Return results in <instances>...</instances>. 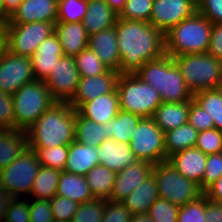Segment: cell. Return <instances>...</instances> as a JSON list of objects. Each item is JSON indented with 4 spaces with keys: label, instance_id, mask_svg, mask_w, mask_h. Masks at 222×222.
<instances>
[{
    "label": "cell",
    "instance_id": "4316f807",
    "mask_svg": "<svg viewBox=\"0 0 222 222\" xmlns=\"http://www.w3.org/2000/svg\"><path fill=\"white\" fill-rule=\"evenodd\" d=\"M29 148L27 134L18 129L0 131V170L9 166Z\"/></svg>",
    "mask_w": 222,
    "mask_h": 222
},
{
    "label": "cell",
    "instance_id": "f1b7e54d",
    "mask_svg": "<svg viewBox=\"0 0 222 222\" xmlns=\"http://www.w3.org/2000/svg\"><path fill=\"white\" fill-rule=\"evenodd\" d=\"M57 196L66 197L78 204L95 199L85 176L61 171L57 187Z\"/></svg>",
    "mask_w": 222,
    "mask_h": 222
},
{
    "label": "cell",
    "instance_id": "44dd1931",
    "mask_svg": "<svg viewBox=\"0 0 222 222\" xmlns=\"http://www.w3.org/2000/svg\"><path fill=\"white\" fill-rule=\"evenodd\" d=\"M97 150L99 165L105 166L115 173L132 165L137 160L129 143L107 139L97 147Z\"/></svg>",
    "mask_w": 222,
    "mask_h": 222
},
{
    "label": "cell",
    "instance_id": "03108f58",
    "mask_svg": "<svg viewBox=\"0 0 222 222\" xmlns=\"http://www.w3.org/2000/svg\"><path fill=\"white\" fill-rule=\"evenodd\" d=\"M192 3H194L196 6L202 1V0H190Z\"/></svg>",
    "mask_w": 222,
    "mask_h": 222
},
{
    "label": "cell",
    "instance_id": "30bf717a",
    "mask_svg": "<svg viewBox=\"0 0 222 222\" xmlns=\"http://www.w3.org/2000/svg\"><path fill=\"white\" fill-rule=\"evenodd\" d=\"M129 146L137 160L147 161L153 165L166 161L164 132L152 117L139 121Z\"/></svg>",
    "mask_w": 222,
    "mask_h": 222
},
{
    "label": "cell",
    "instance_id": "f6af8a7d",
    "mask_svg": "<svg viewBox=\"0 0 222 222\" xmlns=\"http://www.w3.org/2000/svg\"><path fill=\"white\" fill-rule=\"evenodd\" d=\"M188 123L198 132L214 128L213 119L193 100L189 101Z\"/></svg>",
    "mask_w": 222,
    "mask_h": 222
},
{
    "label": "cell",
    "instance_id": "74e56055",
    "mask_svg": "<svg viewBox=\"0 0 222 222\" xmlns=\"http://www.w3.org/2000/svg\"><path fill=\"white\" fill-rule=\"evenodd\" d=\"M30 149L36 153L41 165L60 171L64 170L68 155V146L61 145L50 148Z\"/></svg>",
    "mask_w": 222,
    "mask_h": 222
},
{
    "label": "cell",
    "instance_id": "4fadbf2b",
    "mask_svg": "<svg viewBox=\"0 0 222 222\" xmlns=\"http://www.w3.org/2000/svg\"><path fill=\"white\" fill-rule=\"evenodd\" d=\"M79 78L74 57L63 55L44 83L57 102H69L76 92Z\"/></svg>",
    "mask_w": 222,
    "mask_h": 222
},
{
    "label": "cell",
    "instance_id": "1f68e13d",
    "mask_svg": "<svg viewBox=\"0 0 222 222\" xmlns=\"http://www.w3.org/2000/svg\"><path fill=\"white\" fill-rule=\"evenodd\" d=\"M95 199L110 200L116 173L105 166L96 165L85 175Z\"/></svg>",
    "mask_w": 222,
    "mask_h": 222
},
{
    "label": "cell",
    "instance_id": "f907efd6",
    "mask_svg": "<svg viewBox=\"0 0 222 222\" xmlns=\"http://www.w3.org/2000/svg\"><path fill=\"white\" fill-rule=\"evenodd\" d=\"M0 126L14 129V105L12 95L0 90Z\"/></svg>",
    "mask_w": 222,
    "mask_h": 222
},
{
    "label": "cell",
    "instance_id": "52a82bcc",
    "mask_svg": "<svg viewBox=\"0 0 222 222\" xmlns=\"http://www.w3.org/2000/svg\"><path fill=\"white\" fill-rule=\"evenodd\" d=\"M172 58L192 94L201 90L217 89L222 82V60L208 53L183 54Z\"/></svg>",
    "mask_w": 222,
    "mask_h": 222
},
{
    "label": "cell",
    "instance_id": "be15d7a7",
    "mask_svg": "<svg viewBox=\"0 0 222 222\" xmlns=\"http://www.w3.org/2000/svg\"><path fill=\"white\" fill-rule=\"evenodd\" d=\"M0 15H6L2 8V0H0Z\"/></svg>",
    "mask_w": 222,
    "mask_h": 222
},
{
    "label": "cell",
    "instance_id": "680465c9",
    "mask_svg": "<svg viewBox=\"0 0 222 222\" xmlns=\"http://www.w3.org/2000/svg\"><path fill=\"white\" fill-rule=\"evenodd\" d=\"M108 5L119 15L127 0H105Z\"/></svg>",
    "mask_w": 222,
    "mask_h": 222
},
{
    "label": "cell",
    "instance_id": "e575fe53",
    "mask_svg": "<svg viewBox=\"0 0 222 222\" xmlns=\"http://www.w3.org/2000/svg\"><path fill=\"white\" fill-rule=\"evenodd\" d=\"M192 100L203 108L214 121V128L222 131V96L218 89L193 93Z\"/></svg>",
    "mask_w": 222,
    "mask_h": 222
},
{
    "label": "cell",
    "instance_id": "7c38bea8",
    "mask_svg": "<svg viewBox=\"0 0 222 222\" xmlns=\"http://www.w3.org/2000/svg\"><path fill=\"white\" fill-rule=\"evenodd\" d=\"M35 79L31 59L7 49L0 62V90L13 95L24 84Z\"/></svg>",
    "mask_w": 222,
    "mask_h": 222
},
{
    "label": "cell",
    "instance_id": "f35d334b",
    "mask_svg": "<svg viewBox=\"0 0 222 222\" xmlns=\"http://www.w3.org/2000/svg\"><path fill=\"white\" fill-rule=\"evenodd\" d=\"M154 0H127L118 15L121 19L149 22Z\"/></svg>",
    "mask_w": 222,
    "mask_h": 222
},
{
    "label": "cell",
    "instance_id": "bcb514c9",
    "mask_svg": "<svg viewBox=\"0 0 222 222\" xmlns=\"http://www.w3.org/2000/svg\"><path fill=\"white\" fill-rule=\"evenodd\" d=\"M132 214L121 201L105 200L102 222H130Z\"/></svg>",
    "mask_w": 222,
    "mask_h": 222
},
{
    "label": "cell",
    "instance_id": "681fc988",
    "mask_svg": "<svg viewBox=\"0 0 222 222\" xmlns=\"http://www.w3.org/2000/svg\"><path fill=\"white\" fill-rule=\"evenodd\" d=\"M31 202V203H30ZM29 202L30 222H54L49 200L35 199Z\"/></svg>",
    "mask_w": 222,
    "mask_h": 222
},
{
    "label": "cell",
    "instance_id": "ac0fdd59",
    "mask_svg": "<svg viewBox=\"0 0 222 222\" xmlns=\"http://www.w3.org/2000/svg\"><path fill=\"white\" fill-rule=\"evenodd\" d=\"M63 55L61 43L55 33L44 39L30 57L35 78L45 81Z\"/></svg>",
    "mask_w": 222,
    "mask_h": 222
},
{
    "label": "cell",
    "instance_id": "c3c4849f",
    "mask_svg": "<svg viewBox=\"0 0 222 222\" xmlns=\"http://www.w3.org/2000/svg\"><path fill=\"white\" fill-rule=\"evenodd\" d=\"M28 201L13 198L6 210L4 222H30Z\"/></svg>",
    "mask_w": 222,
    "mask_h": 222
},
{
    "label": "cell",
    "instance_id": "ba28073f",
    "mask_svg": "<svg viewBox=\"0 0 222 222\" xmlns=\"http://www.w3.org/2000/svg\"><path fill=\"white\" fill-rule=\"evenodd\" d=\"M152 174L157 184L158 197L175 205L183 206L204 194L198 184L177 172L168 161L154 165Z\"/></svg>",
    "mask_w": 222,
    "mask_h": 222
},
{
    "label": "cell",
    "instance_id": "ab89813d",
    "mask_svg": "<svg viewBox=\"0 0 222 222\" xmlns=\"http://www.w3.org/2000/svg\"><path fill=\"white\" fill-rule=\"evenodd\" d=\"M105 210L104 199H93L78 205L71 222H102Z\"/></svg>",
    "mask_w": 222,
    "mask_h": 222
},
{
    "label": "cell",
    "instance_id": "9f6ffc18",
    "mask_svg": "<svg viewBox=\"0 0 222 222\" xmlns=\"http://www.w3.org/2000/svg\"><path fill=\"white\" fill-rule=\"evenodd\" d=\"M13 197L0 186V222L5 219L6 210Z\"/></svg>",
    "mask_w": 222,
    "mask_h": 222
},
{
    "label": "cell",
    "instance_id": "9a60e30c",
    "mask_svg": "<svg viewBox=\"0 0 222 222\" xmlns=\"http://www.w3.org/2000/svg\"><path fill=\"white\" fill-rule=\"evenodd\" d=\"M119 76L118 71L109 69L98 76L80 77L76 92L68 103L77 110L83 103L115 91Z\"/></svg>",
    "mask_w": 222,
    "mask_h": 222
},
{
    "label": "cell",
    "instance_id": "7a4b0ae2",
    "mask_svg": "<svg viewBox=\"0 0 222 222\" xmlns=\"http://www.w3.org/2000/svg\"><path fill=\"white\" fill-rule=\"evenodd\" d=\"M76 110L68 102H57L25 132L29 148L68 146L75 141Z\"/></svg>",
    "mask_w": 222,
    "mask_h": 222
},
{
    "label": "cell",
    "instance_id": "d590c367",
    "mask_svg": "<svg viewBox=\"0 0 222 222\" xmlns=\"http://www.w3.org/2000/svg\"><path fill=\"white\" fill-rule=\"evenodd\" d=\"M74 59L80 77L98 76L109 70L89 47L75 55Z\"/></svg>",
    "mask_w": 222,
    "mask_h": 222
},
{
    "label": "cell",
    "instance_id": "d6a6232c",
    "mask_svg": "<svg viewBox=\"0 0 222 222\" xmlns=\"http://www.w3.org/2000/svg\"><path fill=\"white\" fill-rule=\"evenodd\" d=\"M75 140L80 144L98 147L107 140L103 125L83 117L77 110L75 114Z\"/></svg>",
    "mask_w": 222,
    "mask_h": 222
},
{
    "label": "cell",
    "instance_id": "f546056e",
    "mask_svg": "<svg viewBox=\"0 0 222 222\" xmlns=\"http://www.w3.org/2000/svg\"><path fill=\"white\" fill-rule=\"evenodd\" d=\"M142 117L120 110L110 122L103 124V131L107 139L116 142L129 143L133 131L136 129Z\"/></svg>",
    "mask_w": 222,
    "mask_h": 222
},
{
    "label": "cell",
    "instance_id": "9c48e42d",
    "mask_svg": "<svg viewBox=\"0 0 222 222\" xmlns=\"http://www.w3.org/2000/svg\"><path fill=\"white\" fill-rule=\"evenodd\" d=\"M40 167L36 153L28 148L9 166L0 170V186L13 198L31 194Z\"/></svg>",
    "mask_w": 222,
    "mask_h": 222
},
{
    "label": "cell",
    "instance_id": "8d00e7d4",
    "mask_svg": "<svg viewBox=\"0 0 222 222\" xmlns=\"http://www.w3.org/2000/svg\"><path fill=\"white\" fill-rule=\"evenodd\" d=\"M88 7V0H58L57 22H82Z\"/></svg>",
    "mask_w": 222,
    "mask_h": 222
},
{
    "label": "cell",
    "instance_id": "7dc6e473",
    "mask_svg": "<svg viewBox=\"0 0 222 222\" xmlns=\"http://www.w3.org/2000/svg\"><path fill=\"white\" fill-rule=\"evenodd\" d=\"M222 175V155H207L205 173L202 181V191L204 192L211 184H213Z\"/></svg>",
    "mask_w": 222,
    "mask_h": 222
},
{
    "label": "cell",
    "instance_id": "8fae6325",
    "mask_svg": "<svg viewBox=\"0 0 222 222\" xmlns=\"http://www.w3.org/2000/svg\"><path fill=\"white\" fill-rule=\"evenodd\" d=\"M55 33L52 22L7 24V49L14 54L31 57L44 39Z\"/></svg>",
    "mask_w": 222,
    "mask_h": 222
},
{
    "label": "cell",
    "instance_id": "836d02e7",
    "mask_svg": "<svg viewBox=\"0 0 222 222\" xmlns=\"http://www.w3.org/2000/svg\"><path fill=\"white\" fill-rule=\"evenodd\" d=\"M61 171L41 165L30 195L34 199L51 200L57 193Z\"/></svg>",
    "mask_w": 222,
    "mask_h": 222
},
{
    "label": "cell",
    "instance_id": "db71d44e",
    "mask_svg": "<svg viewBox=\"0 0 222 222\" xmlns=\"http://www.w3.org/2000/svg\"><path fill=\"white\" fill-rule=\"evenodd\" d=\"M206 222H222V203L207 199L205 209Z\"/></svg>",
    "mask_w": 222,
    "mask_h": 222
},
{
    "label": "cell",
    "instance_id": "60d3db41",
    "mask_svg": "<svg viewBox=\"0 0 222 222\" xmlns=\"http://www.w3.org/2000/svg\"><path fill=\"white\" fill-rule=\"evenodd\" d=\"M179 209L180 206L158 197L147 214L153 222H177Z\"/></svg>",
    "mask_w": 222,
    "mask_h": 222
},
{
    "label": "cell",
    "instance_id": "b9f144b4",
    "mask_svg": "<svg viewBox=\"0 0 222 222\" xmlns=\"http://www.w3.org/2000/svg\"><path fill=\"white\" fill-rule=\"evenodd\" d=\"M206 196L180 206L177 222H206Z\"/></svg>",
    "mask_w": 222,
    "mask_h": 222
},
{
    "label": "cell",
    "instance_id": "cb8c5ba5",
    "mask_svg": "<svg viewBox=\"0 0 222 222\" xmlns=\"http://www.w3.org/2000/svg\"><path fill=\"white\" fill-rule=\"evenodd\" d=\"M97 147L80 144L76 140L68 145V155L64 171L85 176L89 170L99 165Z\"/></svg>",
    "mask_w": 222,
    "mask_h": 222
},
{
    "label": "cell",
    "instance_id": "d4e9b609",
    "mask_svg": "<svg viewBox=\"0 0 222 222\" xmlns=\"http://www.w3.org/2000/svg\"><path fill=\"white\" fill-rule=\"evenodd\" d=\"M118 14L105 0H88L87 13L82 21L88 35L115 26Z\"/></svg>",
    "mask_w": 222,
    "mask_h": 222
},
{
    "label": "cell",
    "instance_id": "5bb4252c",
    "mask_svg": "<svg viewBox=\"0 0 222 222\" xmlns=\"http://www.w3.org/2000/svg\"><path fill=\"white\" fill-rule=\"evenodd\" d=\"M196 11L190 0H154L149 22L165 34Z\"/></svg>",
    "mask_w": 222,
    "mask_h": 222
},
{
    "label": "cell",
    "instance_id": "2e32d148",
    "mask_svg": "<svg viewBox=\"0 0 222 222\" xmlns=\"http://www.w3.org/2000/svg\"><path fill=\"white\" fill-rule=\"evenodd\" d=\"M58 0H22L8 17L7 24L57 22Z\"/></svg>",
    "mask_w": 222,
    "mask_h": 222
},
{
    "label": "cell",
    "instance_id": "7402d4cb",
    "mask_svg": "<svg viewBox=\"0 0 222 222\" xmlns=\"http://www.w3.org/2000/svg\"><path fill=\"white\" fill-rule=\"evenodd\" d=\"M77 111L96 123L103 125L110 122L120 111L117 90L83 103Z\"/></svg>",
    "mask_w": 222,
    "mask_h": 222
},
{
    "label": "cell",
    "instance_id": "5b68a950",
    "mask_svg": "<svg viewBox=\"0 0 222 222\" xmlns=\"http://www.w3.org/2000/svg\"><path fill=\"white\" fill-rule=\"evenodd\" d=\"M14 129L26 131L57 101L44 81L35 79L20 87L13 95Z\"/></svg>",
    "mask_w": 222,
    "mask_h": 222
},
{
    "label": "cell",
    "instance_id": "94428289",
    "mask_svg": "<svg viewBox=\"0 0 222 222\" xmlns=\"http://www.w3.org/2000/svg\"><path fill=\"white\" fill-rule=\"evenodd\" d=\"M130 222H153L148 214L132 215Z\"/></svg>",
    "mask_w": 222,
    "mask_h": 222
},
{
    "label": "cell",
    "instance_id": "11a10c76",
    "mask_svg": "<svg viewBox=\"0 0 222 222\" xmlns=\"http://www.w3.org/2000/svg\"><path fill=\"white\" fill-rule=\"evenodd\" d=\"M204 195L211 201L222 203V175L204 191Z\"/></svg>",
    "mask_w": 222,
    "mask_h": 222
},
{
    "label": "cell",
    "instance_id": "7bdbcfd3",
    "mask_svg": "<svg viewBox=\"0 0 222 222\" xmlns=\"http://www.w3.org/2000/svg\"><path fill=\"white\" fill-rule=\"evenodd\" d=\"M195 147L206 155L220 153L222 147V131L211 128L199 132Z\"/></svg>",
    "mask_w": 222,
    "mask_h": 222
},
{
    "label": "cell",
    "instance_id": "d6986e66",
    "mask_svg": "<svg viewBox=\"0 0 222 222\" xmlns=\"http://www.w3.org/2000/svg\"><path fill=\"white\" fill-rule=\"evenodd\" d=\"M171 165L185 178L194 181L202 190L207 155L197 147H190L171 155L168 160Z\"/></svg>",
    "mask_w": 222,
    "mask_h": 222
},
{
    "label": "cell",
    "instance_id": "e0dca14e",
    "mask_svg": "<svg viewBox=\"0 0 222 222\" xmlns=\"http://www.w3.org/2000/svg\"><path fill=\"white\" fill-rule=\"evenodd\" d=\"M153 164L143 160H136L132 165L116 173L113 189L110 195L112 201H122L152 174Z\"/></svg>",
    "mask_w": 222,
    "mask_h": 222
},
{
    "label": "cell",
    "instance_id": "484cf974",
    "mask_svg": "<svg viewBox=\"0 0 222 222\" xmlns=\"http://www.w3.org/2000/svg\"><path fill=\"white\" fill-rule=\"evenodd\" d=\"M158 198V188L153 174L138 184L128 197L121 202L132 215L147 214L153 202Z\"/></svg>",
    "mask_w": 222,
    "mask_h": 222
},
{
    "label": "cell",
    "instance_id": "3957f363",
    "mask_svg": "<svg viewBox=\"0 0 222 222\" xmlns=\"http://www.w3.org/2000/svg\"><path fill=\"white\" fill-rule=\"evenodd\" d=\"M135 74L160 93L162 102L182 103L192 100L193 94L180 69L167 54L144 63Z\"/></svg>",
    "mask_w": 222,
    "mask_h": 222
},
{
    "label": "cell",
    "instance_id": "4dcf8cb0",
    "mask_svg": "<svg viewBox=\"0 0 222 222\" xmlns=\"http://www.w3.org/2000/svg\"><path fill=\"white\" fill-rule=\"evenodd\" d=\"M199 132L188 122L164 133L166 161L180 151L195 147Z\"/></svg>",
    "mask_w": 222,
    "mask_h": 222
},
{
    "label": "cell",
    "instance_id": "816d5d0a",
    "mask_svg": "<svg viewBox=\"0 0 222 222\" xmlns=\"http://www.w3.org/2000/svg\"><path fill=\"white\" fill-rule=\"evenodd\" d=\"M197 12L212 24L222 23V0H202L197 6Z\"/></svg>",
    "mask_w": 222,
    "mask_h": 222
},
{
    "label": "cell",
    "instance_id": "f5cc1de1",
    "mask_svg": "<svg viewBox=\"0 0 222 222\" xmlns=\"http://www.w3.org/2000/svg\"><path fill=\"white\" fill-rule=\"evenodd\" d=\"M207 53L222 60V23L213 24Z\"/></svg>",
    "mask_w": 222,
    "mask_h": 222
},
{
    "label": "cell",
    "instance_id": "6125c7cd",
    "mask_svg": "<svg viewBox=\"0 0 222 222\" xmlns=\"http://www.w3.org/2000/svg\"><path fill=\"white\" fill-rule=\"evenodd\" d=\"M6 50H7V37L4 36L3 38H0V62Z\"/></svg>",
    "mask_w": 222,
    "mask_h": 222
},
{
    "label": "cell",
    "instance_id": "603a6c76",
    "mask_svg": "<svg viewBox=\"0 0 222 222\" xmlns=\"http://www.w3.org/2000/svg\"><path fill=\"white\" fill-rule=\"evenodd\" d=\"M55 34L59 38L64 55L74 57L88 47L89 35L82 22H56Z\"/></svg>",
    "mask_w": 222,
    "mask_h": 222
},
{
    "label": "cell",
    "instance_id": "ee69618b",
    "mask_svg": "<svg viewBox=\"0 0 222 222\" xmlns=\"http://www.w3.org/2000/svg\"><path fill=\"white\" fill-rule=\"evenodd\" d=\"M50 203L54 220L57 222H71L79 205L73 200L57 195L50 200Z\"/></svg>",
    "mask_w": 222,
    "mask_h": 222
},
{
    "label": "cell",
    "instance_id": "277c9868",
    "mask_svg": "<svg viewBox=\"0 0 222 222\" xmlns=\"http://www.w3.org/2000/svg\"><path fill=\"white\" fill-rule=\"evenodd\" d=\"M213 24L199 12L184 19L164 34L165 54L207 53Z\"/></svg>",
    "mask_w": 222,
    "mask_h": 222
},
{
    "label": "cell",
    "instance_id": "e7e4bbea",
    "mask_svg": "<svg viewBox=\"0 0 222 222\" xmlns=\"http://www.w3.org/2000/svg\"><path fill=\"white\" fill-rule=\"evenodd\" d=\"M217 89L219 90V92L222 96V82L217 86Z\"/></svg>",
    "mask_w": 222,
    "mask_h": 222
},
{
    "label": "cell",
    "instance_id": "8992f818",
    "mask_svg": "<svg viewBox=\"0 0 222 222\" xmlns=\"http://www.w3.org/2000/svg\"><path fill=\"white\" fill-rule=\"evenodd\" d=\"M120 110L150 118L162 103L160 93L135 73H120L117 82Z\"/></svg>",
    "mask_w": 222,
    "mask_h": 222
},
{
    "label": "cell",
    "instance_id": "ffe728a7",
    "mask_svg": "<svg viewBox=\"0 0 222 222\" xmlns=\"http://www.w3.org/2000/svg\"><path fill=\"white\" fill-rule=\"evenodd\" d=\"M88 47L109 69L120 73L121 57L118 51L115 26L89 35Z\"/></svg>",
    "mask_w": 222,
    "mask_h": 222
},
{
    "label": "cell",
    "instance_id": "83f0119b",
    "mask_svg": "<svg viewBox=\"0 0 222 222\" xmlns=\"http://www.w3.org/2000/svg\"><path fill=\"white\" fill-rule=\"evenodd\" d=\"M189 101L182 103L162 102L155 110L152 118L165 133L188 122Z\"/></svg>",
    "mask_w": 222,
    "mask_h": 222
},
{
    "label": "cell",
    "instance_id": "91938a15",
    "mask_svg": "<svg viewBox=\"0 0 222 222\" xmlns=\"http://www.w3.org/2000/svg\"><path fill=\"white\" fill-rule=\"evenodd\" d=\"M7 15H0V38L6 36Z\"/></svg>",
    "mask_w": 222,
    "mask_h": 222
},
{
    "label": "cell",
    "instance_id": "6f0895ef",
    "mask_svg": "<svg viewBox=\"0 0 222 222\" xmlns=\"http://www.w3.org/2000/svg\"><path fill=\"white\" fill-rule=\"evenodd\" d=\"M21 2L22 0H2L4 13L9 17Z\"/></svg>",
    "mask_w": 222,
    "mask_h": 222
},
{
    "label": "cell",
    "instance_id": "6da1fadb",
    "mask_svg": "<svg viewBox=\"0 0 222 222\" xmlns=\"http://www.w3.org/2000/svg\"><path fill=\"white\" fill-rule=\"evenodd\" d=\"M120 73H135L144 63L165 54L164 34L150 22L117 18Z\"/></svg>",
    "mask_w": 222,
    "mask_h": 222
}]
</instances>
